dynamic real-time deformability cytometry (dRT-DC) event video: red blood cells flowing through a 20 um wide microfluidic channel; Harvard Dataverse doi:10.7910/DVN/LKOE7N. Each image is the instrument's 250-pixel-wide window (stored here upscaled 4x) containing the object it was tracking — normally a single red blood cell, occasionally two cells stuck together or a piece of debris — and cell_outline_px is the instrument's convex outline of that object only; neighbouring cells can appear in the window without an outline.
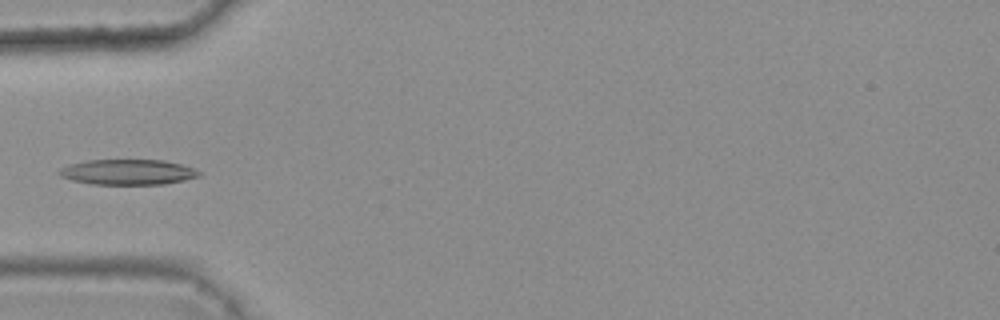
{"species": "common noctule bat (a hibernating species)", "species_latin": "Nyctalus noctula", "temperature_condition": "warm", "stored_images_in_passage": 7, "camera_frame_rate_fps": 3000, "um_per_image_px": 0.085, "animal": {"sex": "female", "body_mass_g": 25.1}, "frame": {"image": 1, "passage_image": 6, "time_ms": 1.667, "image_size_px": [1000, 320], "cell_outline_px": [[200, 176], [184, 180], [164, 184], [92, 184], [72, 180], [60, 176], [56, 172], [60, 168], [68, 164], [88, 160], [164, 160], [180, 164], [192, 168], [200, 172]], "centroid_in_image_um": [10.82, 14.62], "position_along_channel_um": 74.2, "area_um2": 20.63}}
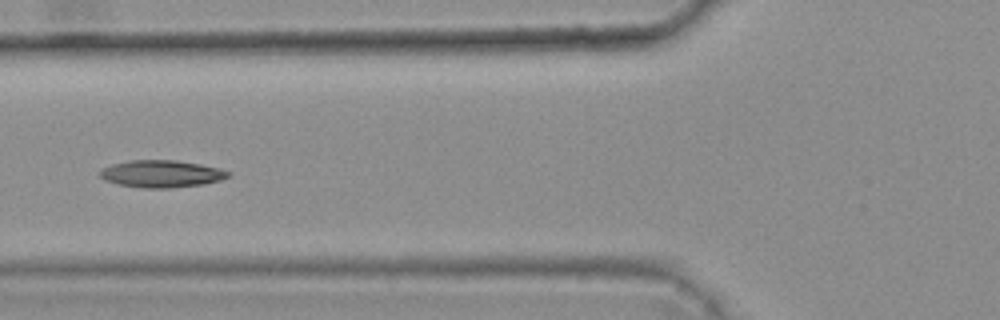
{"frame": {"image": 2, "passage_image": 7, "time_ms": 2.0, "image_size_px": [1000, 320], "cell_outline_px": [[232, 172], [228, 176], [220, 180], [204, 184], [168, 188], [144, 188], [116, 184], [104, 180], [96, 172], [112, 164], [132, 160], [176, 160], [200, 164], [220, 168]], "centroid_in_image_um": [13.71, 14.77], "position_along_channel_um": 112.1, "area_um2": 20.4}}